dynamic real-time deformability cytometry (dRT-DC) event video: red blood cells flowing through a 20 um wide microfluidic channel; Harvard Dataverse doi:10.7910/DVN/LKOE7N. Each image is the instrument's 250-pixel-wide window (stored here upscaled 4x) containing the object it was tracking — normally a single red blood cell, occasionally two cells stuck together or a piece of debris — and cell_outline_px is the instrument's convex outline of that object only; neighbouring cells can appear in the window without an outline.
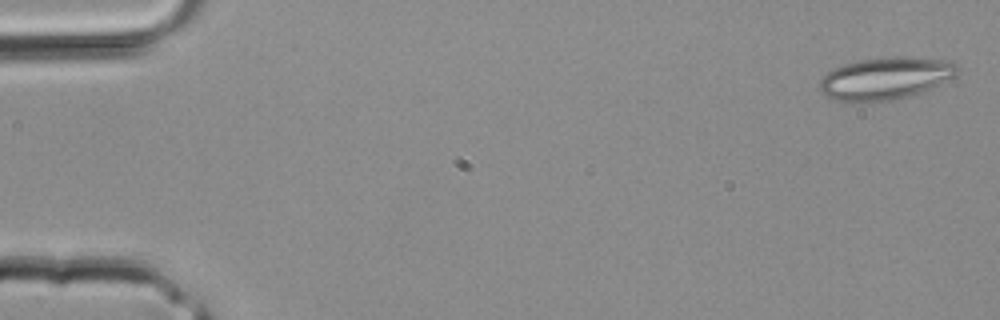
{"species": "common noctule bat (a hibernating species)", "species_latin": "Nyctalus noctula", "temperature_condition": "room temperature", "stored_images_in_passage": 3, "camera_frame_rate_fps": 3000, "um_per_image_px": 0.085, "animal": {"sex": "male", "body_mass_g": 20.4}, "frame": {"image": 1, "passage_image": 1, "time_ms": 0.0, "image_size_px": [1000, 320], "cell_outline_px": [[960, 68], [956, 76], [928, 88], [892, 100], [832, 100], [824, 96], [820, 92], [820, 80], [832, 68], [844, 64], [860, 60], [888, 56], [904, 56], [952, 60], [960, 64]], "centroid_in_image_um": [75.28, 6.61], "position_along_channel_um": 9.7, "area_um2": 33.64}}
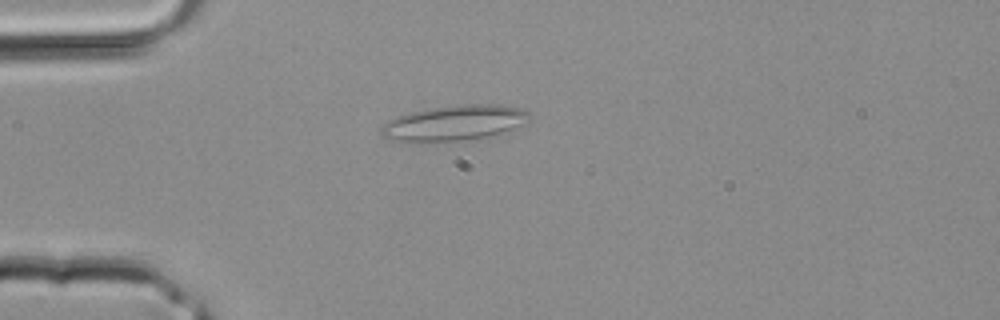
{"frame": {"image": 2, "passage_image": 3, "time_ms": 0.667, "image_size_px": [1000, 320], "cell_outline_px": [[528, 116], [520, 124], [500, 132], [488, 136], [460, 140], [420, 144], [392, 140], [380, 136], [380, 128], [388, 120], [396, 116], [408, 112], [456, 104], [500, 104], [520, 108], [528, 112]], "centroid_in_image_um": [38.45, 10.46], "position_along_channel_um": 46.6, "area_um2": 30.63}}